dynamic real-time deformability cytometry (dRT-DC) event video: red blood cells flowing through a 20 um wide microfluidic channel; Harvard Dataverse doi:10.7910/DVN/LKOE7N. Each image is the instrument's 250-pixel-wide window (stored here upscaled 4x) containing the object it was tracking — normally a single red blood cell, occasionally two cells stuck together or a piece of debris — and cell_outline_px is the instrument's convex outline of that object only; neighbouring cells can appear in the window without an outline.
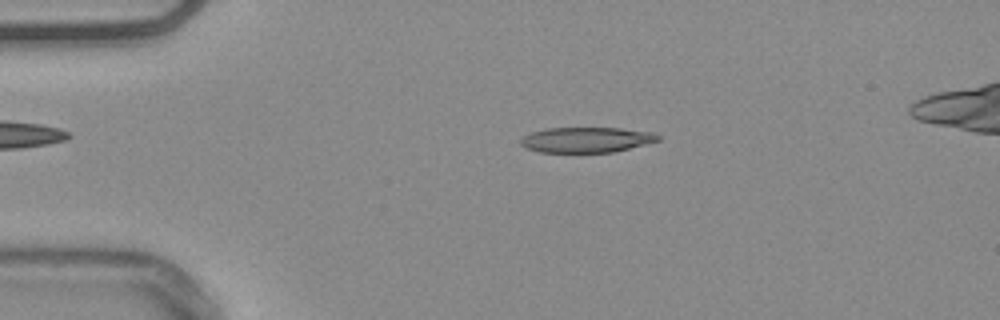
{"species": "common noctule bat (a hibernating species)", "species_latin": "Nyctalus noctula", "temperature_condition": "warm", "stored_images_in_passage": 54, "segment_of_instrument_passage": [1, 2], "camera_frame_rate_fps": 3000, "um_per_image_px": 0.085, "animal": {"sex": "male", "body_mass_g": 20.4}, "frame": {"image": 1, "passage_image": 11, "time_ms": 3.333, "image_size_px": [1000, 320], "cell_outline_px": [[660, 140], [612, 152], [540, 152], [524, 148], [520, 144], [520, 140], [524, 136], [532, 132], [544, 128], [620, 128], [652, 132], [660, 136]], "centroid_in_image_um": [49.8, 11.88], "position_along_channel_um": 35.2, "area_um2": 20.17}}
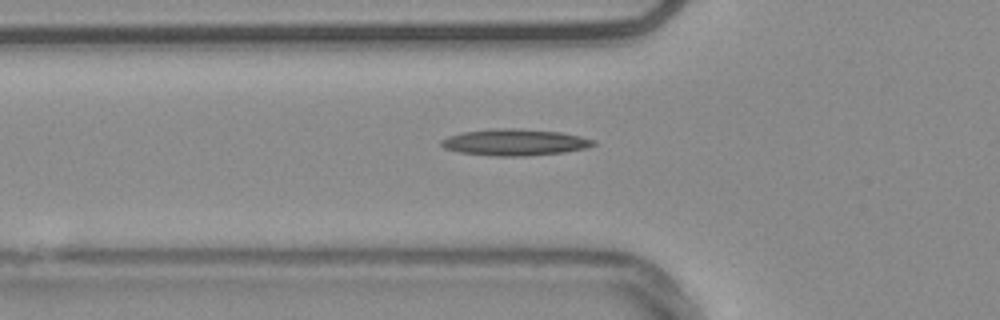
{"frame": {"image": 2, "passage_image": 18, "time_ms": 5.667, "image_size_px": [1000, 320], "cell_outline_px": [[596, 144], [584, 148], [564, 152], [524, 156], [496, 156], [460, 152], [444, 148], [440, 144], [440, 140], [448, 136], [464, 132], [504, 128], [512, 128], [560, 132], [580, 136], [596, 140]], "centroid_in_image_um": [43.76, 12.1], "position_along_channel_um": 82.0, "area_um2": 23.18}}
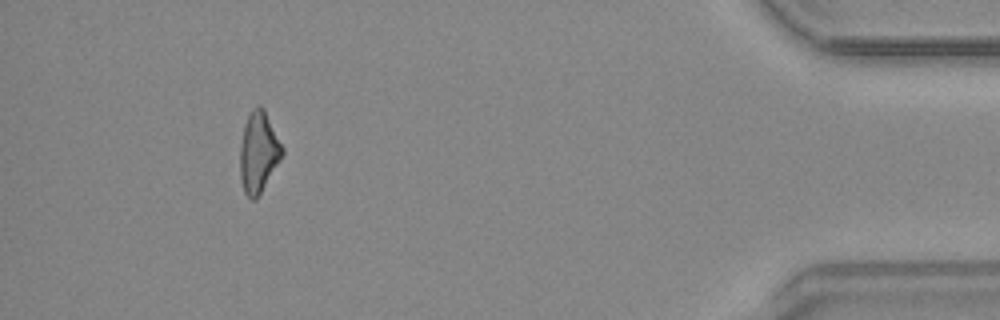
{"frame": {"image": 3, "passage_image": 49, "time_ms": 16.0, "image_size_px": [1000, 320], "cell_outline_px": [[284, 152], [280, 160], [256, 200], [252, 200], [244, 192], [240, 180], [240, 144], [244, 124], [252, 108], [256, 104], [260, 104], [264, 108], [284, 148]], "centroid_in_image_um": [21.97, 12.91], "position_along_channel_um": 413.2, "area_um2": 20.0}}